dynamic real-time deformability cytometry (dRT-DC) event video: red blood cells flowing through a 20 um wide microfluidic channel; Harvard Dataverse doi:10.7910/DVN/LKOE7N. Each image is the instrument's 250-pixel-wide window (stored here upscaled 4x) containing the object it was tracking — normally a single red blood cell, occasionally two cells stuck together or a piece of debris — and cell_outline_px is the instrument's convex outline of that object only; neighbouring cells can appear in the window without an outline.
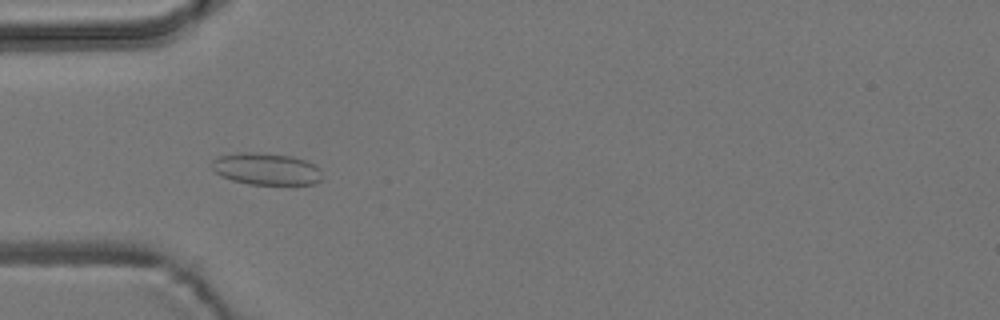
{"species": "common noctule bat (a hibernating species)", "species_latin": "Nyctalus noctula", "temperature_condition": "room temperature", "stored_images_in_passage": 6, "camera_frame_rate_fps": 3000, "um_per_image_px": 0.085, "animal": {"sex": "male", "body_mass_g": 19.2, "forearm_length_mm": 51.8}, "frame": {"image": 1, "passage_image": 5, "time_ms": 4.667, "image_size_px": [1000, 320], "cell_outline_px": [[320, 180], [316, 184], [248, 184], [232, 180], [220, 176], [212, 168], [212, 160], [220, 156], [236, 152], [256, 152], [292, 156], [304, 160], [320, 168]], "centroid_in_image_um": [22.6, 14.35], "position_along_channel_um": 62.4, "area_um2": 20.46}}